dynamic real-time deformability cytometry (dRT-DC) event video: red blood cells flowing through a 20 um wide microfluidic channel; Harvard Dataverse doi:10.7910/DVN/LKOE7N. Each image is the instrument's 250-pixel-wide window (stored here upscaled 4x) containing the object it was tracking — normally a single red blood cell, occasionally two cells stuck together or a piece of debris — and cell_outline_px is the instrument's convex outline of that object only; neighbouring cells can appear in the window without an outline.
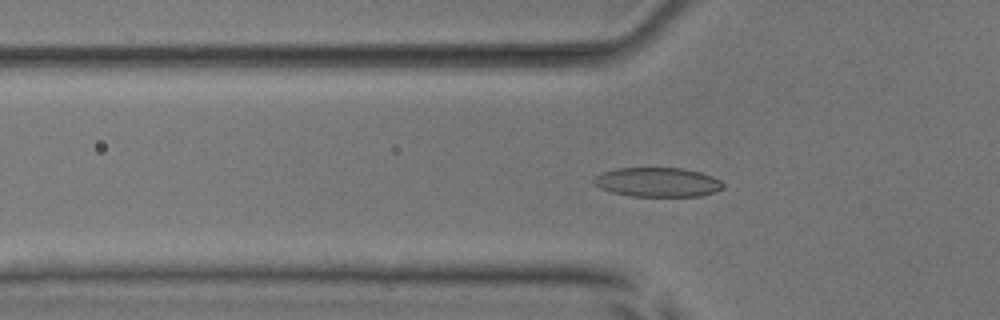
{"species": "common noctule bat (a hibernating species)", "species_latin": "Nyctalus noctula", "temperature_condition": "room temperature", "stored_images_in_passage": 52, "camera_frame_rate_fps": 3000, "um_per_image_px": 0.085, "animal": {"sex": "male", "body_mass_g": 17.9, "forearm_length_mm": 54.2}, "frame": {"image": 1, "passage_image": 18, "time_ms": 5.667, "image_size_px": [1000, 320], "cell_outline_px": [[724, 188], [700, 196], [632, 196], [612, 192], [600, 188], [592, 184], [592, 180], [600, 172], [616, 168], [684, 168], [700, 172], [712, 176], [720, 180], [724, 184]], "centroid_in_image_um": [55.86, 15.48], "position_along_channel_um": 69.9, "area_um2": 22.2}}
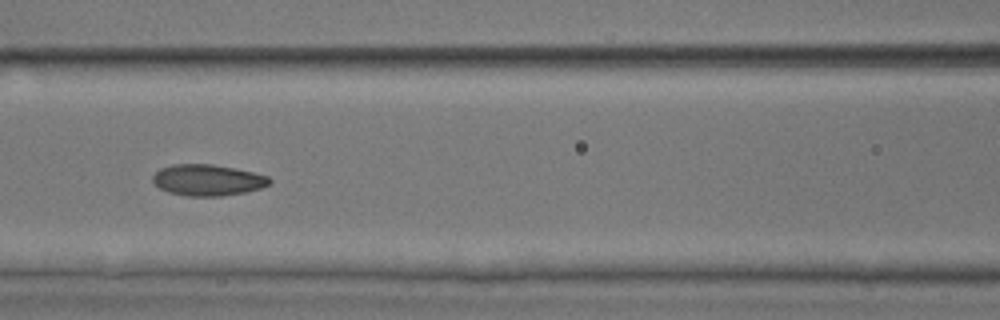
{"frame": {"image": 2, "passage_image": 24, "time_ms": 7.667, "image_size_px": [1000, 320], "cell_outline_px": [[272, 180], [268, 184], [260, 188], [244, 192], [220, 196], [184, 196], [168, 192], [152, 184], [152, 176], [160, 168], [172, 164], [212, 164], [252, 172], [268, 176]], "centroid_in_image_um": [17.59, 15.31], "position_along_channel_um": 149.0, "area_um2": 21.21}}
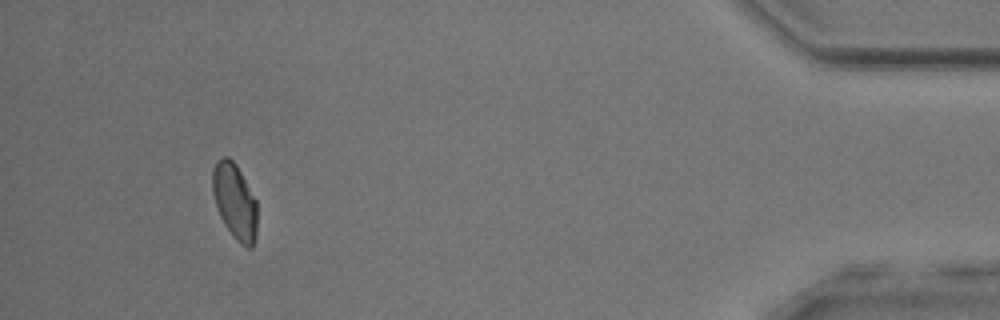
{"frame": {"image": 3, "passage_image": 49, "time_ms": 16.0, "image_size_px": [1000, 320], "cell_outline_px": [[256, 236], [252, 248], [248, 248], [240, 244], [232, 236], [224, 224], [216, 208], [212, 192], [212, 168], [216, 160], [224, 156], [228, 156], [236, 164], [256, 200]], "centroid_in_image_um": [19.93, 17.11], "position_along_channel_um": 415.3, "area_um2": 19.88}, "authors_computed_cell_mechanics": {"area_um2": 21.1259, "velocity_mm_per_s": 3.9638, "shape_relaxation_time_tau1_ms": null, "shape_relaxation_time_tau2_ms": 1.615, "deformation_change_tau1": null, "deformation_change_tau2": 0.064}}